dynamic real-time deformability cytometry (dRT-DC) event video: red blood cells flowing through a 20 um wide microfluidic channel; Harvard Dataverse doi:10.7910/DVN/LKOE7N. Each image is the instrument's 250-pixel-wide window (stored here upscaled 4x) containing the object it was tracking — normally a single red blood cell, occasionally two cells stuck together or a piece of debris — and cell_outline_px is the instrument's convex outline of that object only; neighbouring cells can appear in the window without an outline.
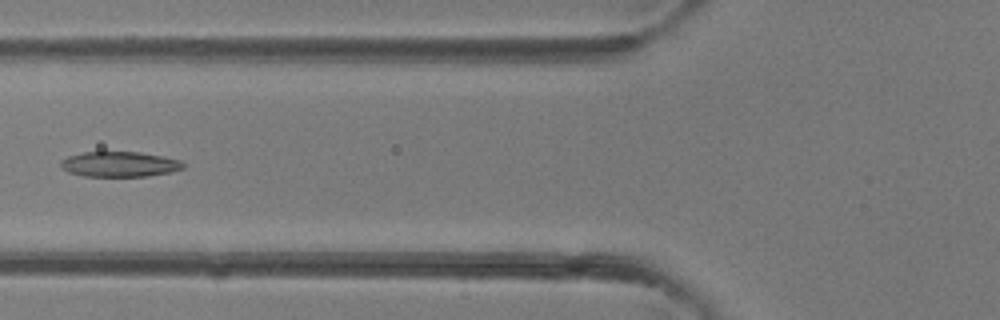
{"species": "common noctule bat (a hibernating species)", "species_latin": "Nyctalus noctula", "temperature_condition": "room temperature", "stored_images_in_passage": 39, "camera_frame_rate_fps": 3000, "um_per_image_px": 0.085, "animal": {"sex": "female"}, "frame": {"image": 1, "passage_image": 15, "time_ms": 4.667, "image_size_px": [1000, 320], "cell_outline_px": [[184, 168], [172, 172], [148, 176], [84, 176], [68, 172], [60, 168], [60, 160], [68, 156], [84, 152], [140, 152], [164, 156], [180, 160], [184, 164]], "centroid_in_image_um": [10.16, 13.96], "position_along_channel_um": 115.6, "area_um2": 18.15}}
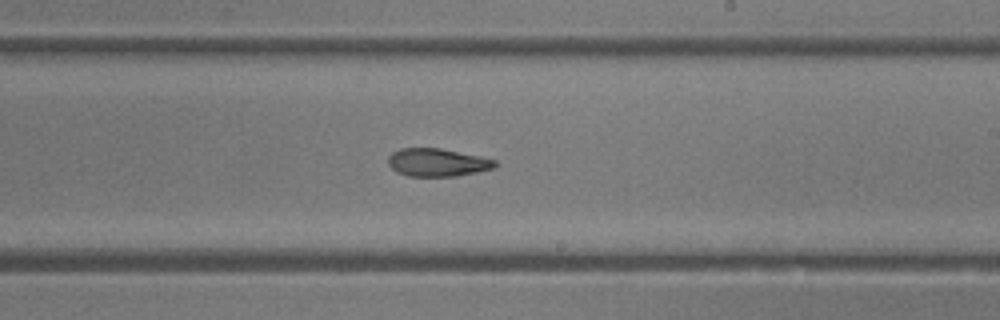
{"frame": {"image": 2, "passage_image": 23, "time_ms": 7.333, "image_size_px": [1000, 320], "cell_outline_px": [[496, 168], [456, 176], [408, 176], [396, 172], [388, 164], [388, 156], [392, 152], [400, 148], [440, 148], [480, 156], [496, 160]], "centroid_in_image_um": [37.16, 13.8], "position_along_channel_um": 251.8, "area_um2": 17.46}}
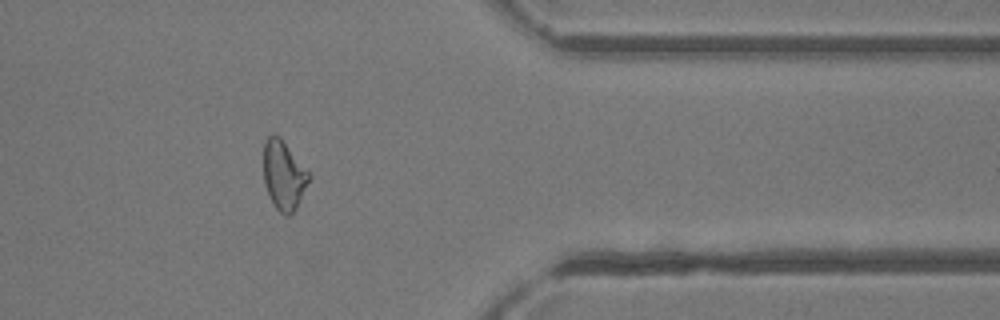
{"frame": {"image": 3, "passage_image": 32, "time_ms": 10.333, "image_size_px": [1000, 320], "cell_outline_px": [[312, 176], [296, 208], [288, 216], [284, 216], [276, 208], [268, 196], [264, 184], [264, 144], [268, 136], [272, 132], [280, 136]], "centroid_in_image_um": [24.11, 14.89], "position_along_channel_um": 387.3, "area_um2": 18.38}}